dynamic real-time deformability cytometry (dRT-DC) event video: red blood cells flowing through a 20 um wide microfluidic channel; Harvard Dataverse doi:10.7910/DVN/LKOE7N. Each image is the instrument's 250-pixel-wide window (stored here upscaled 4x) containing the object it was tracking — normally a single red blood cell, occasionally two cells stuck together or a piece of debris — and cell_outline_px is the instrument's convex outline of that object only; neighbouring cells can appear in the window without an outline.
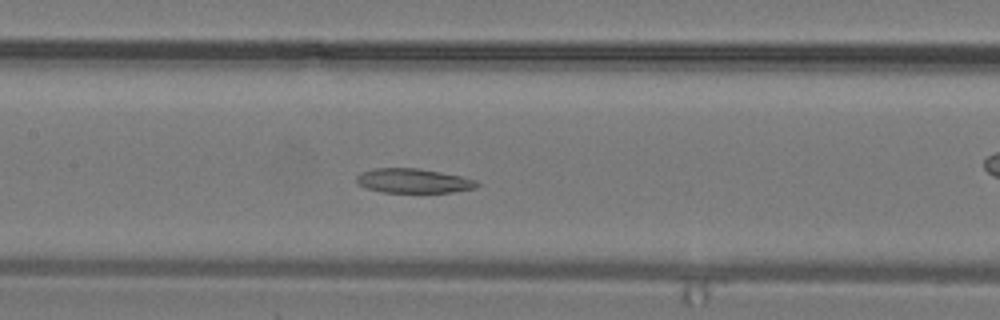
{"species": "common noctule bat (a hibernating species)", "species_latin": "Nyctalus noctula", "temperature_condition": "warm", "stored_images_in_passage": 27, "camera_frame_rate_fps": 3000, "um_per_image_px": 0.085, "animal": {"sex": "male", "body_mass_g": 19.2, "forearm_length_mm": 51.8}, "frame": {"image": 1, "passage_image": 12, "time_ms": 3.667, "image_size_px": [1000, 320], "cell_outline_px": [[480, 184], [476, 188], [452, 192], [384, 192], [364, 188], [356, 184], [356, 176], [360, 172], [372, 168], [416, 168], [440, 172], [460, 176], [476, 180]], "centroid_in_image_um": [35.08, 15.37], "position_along_channel_um": 172.3, "area_um2": 17.22}}
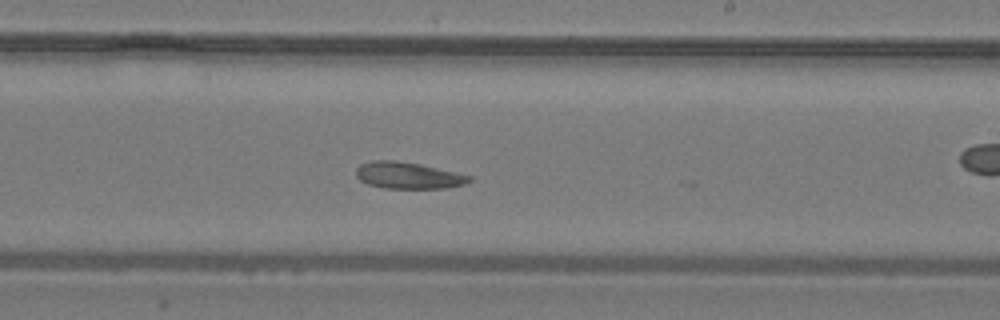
{"frame": {"image": 2, "passage_image": 16, "time_ms": 5.0, "image_size_px": [1000, 320], "cell_outline_px": [[472, 180], [464, 184], [448, 188], [384, 188], [368, 184], [360, 180], [356, 176], [356, 168], [360, 164], [372, 160], [396, 160], [420, 164], [456, 172], [472, 176]], "centroid_in_image_um": [34.69, 14.91], "position_along_channel_um": 254.3, "area_um2": 17.63}}